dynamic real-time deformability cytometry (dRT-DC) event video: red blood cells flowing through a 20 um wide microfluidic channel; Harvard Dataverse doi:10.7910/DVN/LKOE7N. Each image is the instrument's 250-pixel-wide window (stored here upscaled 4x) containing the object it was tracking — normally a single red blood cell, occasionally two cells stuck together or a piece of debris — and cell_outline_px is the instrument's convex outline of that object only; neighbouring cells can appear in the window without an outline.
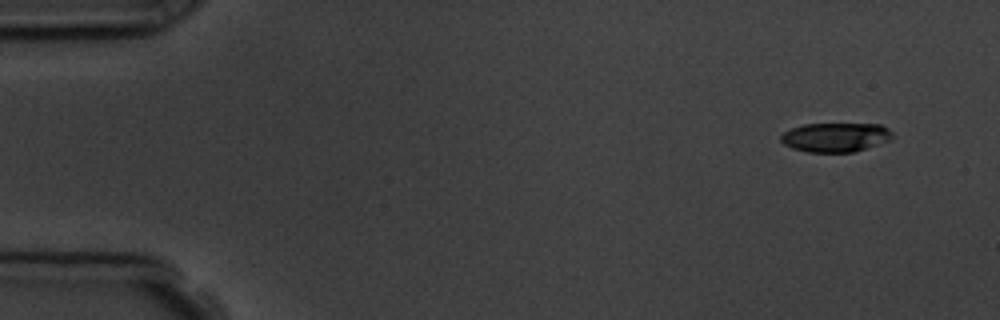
{"species": "common noctule bat (a hibernating species)", "species_latin": "Nyctalus noctula", "temperature_condition": "room temperature", "stored_images_in_passage": 7, "camera_frame_rate_fps": 3000, "um_per_image_px": 0.085, "animal": {"sex": "male", "body_mass_g": 19.5, "forearm_length_mm": 54.6}, "frame": {"image": 1, "passage_image": 1, "time_ms": 0.0, "image_size_px": [1000, 320], "cell_outline_px": [[892, 140], [852, 152], [808, 152], [792, 148], [784, 144], [780, 140], [780, 136], [784, 132], [792, 128], [804, 124], [880, 124], [888, 128], [892, 132]], "centroid_in_image_um": [71.02, 11.66], "position_along_channel_um": 14.0, "area_um2": 18.96}}
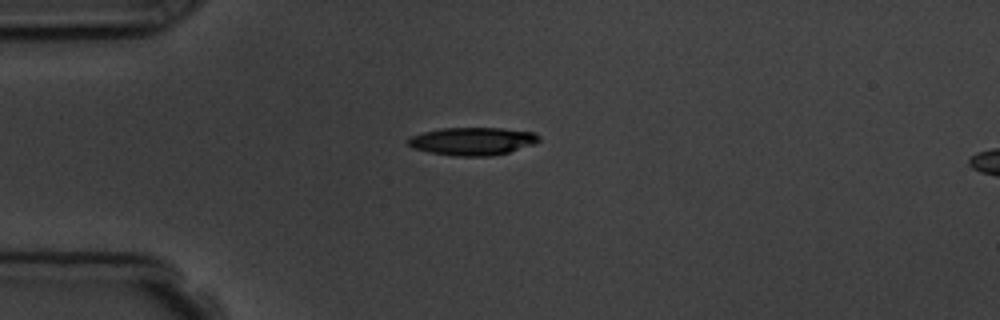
{"frame": {"image": 2, "passage_image": 4, "time_ms": 3.333, "image_size_px": [1000, 320], "cell_outline_px": [[540, 140], [536, 144], [508, 152], [492, 156], [456, 156], [428, 152], [412, 148], [404, 140], [412, 136], [424, 132], [440, 128], [500, 128], [532, 132], [540, 136]], "centroid_in_image_um": [40.15, 12.01], "position_along_channel_um": 44.9, "area_um2": 21.33}}